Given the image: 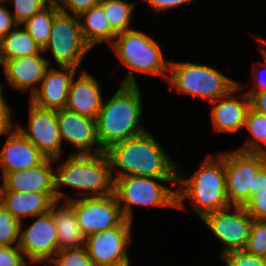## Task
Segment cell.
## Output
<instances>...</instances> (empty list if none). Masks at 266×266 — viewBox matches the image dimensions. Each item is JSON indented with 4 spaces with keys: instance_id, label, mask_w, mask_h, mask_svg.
I'll return each mask as SVG.
<instances>
[{
    "instance_id": "cell-1",
    "label": "cell",
    "mask_w": 266,
    "mask_h": 266,
    "mask_svg": "<svg viewBox=\"0 0 266 266\" xmlns=\"http://www.w3.org/2000/svg\"><path fill=\"white\" fill-rule=\"evenodd\" d=\"M105 153L112 171L116 166L119 169L114 179L123 176L178 178L175 162L147 131L110 146Z\"/></svg>"
},
{
    "instance_id": "cell-2",
    "label": "cell",
    "mask_w": 266,
    "mask_h": 266,
    "mask_svg": "<svg viewBox=\"0 0 266 266\" xmlns=\"http://www.w3.org/2000/svg\"><path fill=\"white\" fill-rule=\"evenodd\" d=\"M138 85H122L102 103L96 118L97 138L105 151L110 146L147 131L140 126L143 109Z\"/></svg>"
},
{
    "instance_id": "cell-3",
    "label": "cell",
    "mask_w": 266,
    "mask_h": 266,
    "mask_svg": "<svg viewBox=\"0 0 266 266\" xmlns=\"http://www.w3.org/2000/svg\"><path fill=\"white\" fill-rule=\"evenodd\" d=\"M191 177L177 178V208L185 207L184 198L192 200V209L199 218L230 207L226 194L225 153L208 155Z\"/></svg>"
},
{
    "instance_id": "cell-4",
    "label": "cell",
    "mask_w": 266,
    "mask_h": 266,
    "mask_svg": "<svg viewBox=\"0 0 266 266\" xmlns=\"http://www.w3.org/2000/svg\"><path fill=\"white\" fill-rule=\"evenodd\" d=\"M57 169L54 173L56 200L60 201L65 196V192L59 191L62 185L81 190L78 194L84 197L91 193V197L114 194L115 179L105 151L95 154L73 153Z\"/></svg>"
},
{
    "instance_id": "cell-5",
    "label": "cell",
    "mask_w": 266,
    "mask_h": 266,
    "mask_svg": "<svg viewBox=\"0 0 266 266\" xmlns=\"http://www.w3.org/2000/svg\"><path fill=\"white\" fill-rule=\"evenodd\" d=\"M112 48L129 69L122 85H138L136 73L163 75L168 78L170 61L164 59L160 45L149 35L128 30L116 35Z\"/></svg>"
},
{
    "instance_id": "cell-6",
    "label": "cell",
    "mask_w": 266,
    "mask_h": 266,
    "mask_svg": "<svg viewBox=\"0 0 266 266\" xmlns=\"http://www.w3.org/2000/svg\"><path fill=\"white\" fill-rule=\"evenodd\" d=\"M166 81L178 92L213 102L228 94L238 83L212 66L170 61Z\"/></svg>"
},
{
    "instance_id": "cell-7",
    "label": "cell",
    "mask_w": 266,
    "mask_h": 266,
    "mask_svg": "<svg viewBox=\"0 0 266 266\" xmlns=\"http://www.w3.org/2000/svg\"><path fill=\"white\" fill-rule=\"evenodd\" d=\"M159 181L177 185V178L146 176L115 178L114 195L125 219L133 222L132 205L177 208V191L168 188Z\"/></svg>"
},
{
    "instance_id": "cell-8",
    "label": "cell",
    "mask_w": 266,
    "mask_h": 266,
    "mask_svg": "<svg viewBox=\"0 0 266 266\" xmlns=\"http://www.w3.org/2000/svg\"><path fill=\"white\" fill-rule=\"evenodd\" d=\"M51 50L58 66L78 68L92 50L84 41L78 16L58 11L53 19L51 35L42 52Z\"/></svg>"
},
{
    "instance_id": "cell-9",
    "label": "cell",
    "mask_w": 266,
    "mask_h": 266,
    "mask_svg": "<svg viewBox=\"0 0 266 266\" xmlns=\"http://www.w3.org/2000/svg\"><path fill=\"white\" fill-rule=\"evenodd\" d=\"M266 163L264 153H225L226 194L232 206H244L255 194V175Z\"/></svg>"
},
{
    "instance_id": "cell-10",
    "label": "cell",
    "mask_w": 266,
    "mask_h": 266,
    "mask_svg": "<svg viewBox=\"0 0 266 266\" xmlns=\"http://www.w3.org/2000/svg\"><path fill=\"white\" fill-rule=\"evenodd\" d=\"M73 204L80 229L85 237L117 227L125 218L116 196L67 198Z\"/></svg>"
},
{
    "instance_id": "cell-11",
    "label": "cell",
    "mask_w": 266,
    "mask_h": 266,
    "mask_svg": "<svg viewBox=\"0 0 266 266\" xmlns=\"http://www.w3.org/2000/svg\"><path fill=\"white\" fill-rule=\"evenodd\" d=\"M231 206L205 215L202 220L213 234L223 243V255L245 249L250 235L253 218L244 206Z\"/></svg>"
},
{
    "instance_id": "cell-12",
    "label": "cell",
    "mask_w": 266,
    "mask_h": 266,
    "mask_svg": "<svg viewBox=\"0 0 266 266\" xmlns=\"http://www.w3.org/2000/svg\"><path fill=\"white\" fill-rule=\"evenodd\" d=\"M34 218L36 220L26 230L22 231L20 225L18 247L31 263H44L46 266L58 252L56 223L50 211Z\"/></svg>"
},
{
    "instance_id": "cell-13",
    "label": "cell",
    "mask_w": 266,
    "mask_h": 266,
    "mask_svg": "<svg viewBox=\"0 0 266 266\" xmlns=\"http://www.w3.org/2000/svg\"><path fill=\"white\" fill-rule=\"evenodd\" d=\"M15 127L47 158L59 160L62 141L56 110L40 108L30 102L28 131L22 126Z\"/></svg>"
},
{
    "instance_id": "cell-14",
    "label": "cell",
    "mask_w": 266,
    "mask_h": 266,
    "mask_svg": "<svg viewBox=\"0 0 266 266\" xmlns=\"http://www.w3.org/2000/svg\"><path fill=\"white\" fill-rule=\"evenodd\" d=\"M132 223L124 219L117 227L86 237V250L96 266L129 259Z\"/></svg>"
},
{
    "instance_id": "cell-15",
    "label": "cell",
    "mask_w": 266,
    "mask_h": 266,
    "mask_svg": "<svg viewBox=\"0 0 266 266\" xmlns=\"http://www.w3.org/2000/svg\"><path fill=\"white\" fill-rule=\"evenodd\" d=\"M57 121L61 141L75 146L78 149L75 154L104 152L97 138L96 119L63 108L57 110Z\"/></svg>"
},
{
    "instance_id": "cell-16",
    "label": "cell",
    "mask_w": 266,
    "mask_h": 266,
    "mask_svg": "<svg viewBox=\"0 0 266 266\" xmlns=\"http://www.w3.org/2000/svg\"><path fill=\"white\" fill-rule=\"evenodd\" d=\"M61 70L48 68L37 90L29 101L44 109L60 110L66 107L69 87L78 69L60 66Z\"/></svg>"
},
{
    "instance_id": "cell-17",
    "label": "cell",
    "mask_w": 266,
    "mask_h": 266,
    "mask_svg": "<svg viewBox=\"0 0 266 266\" xmlns=\"http://www.w3.org/2000/svg\"><path fill=\"white\" fill-rule=\"evenodd\" d=\"M47 157L16 127L8 134L0 152V167L6 173L27 170L42 164Z\"/></svg>"
},
{
    "instance_id": "cell-18",
    "label": "cell",
    "mask_w": 266,
    "mask_h": 266,
    "mask_svg": "<svg viewBox=\"0 0 266 266\" xmlns=\"http://www.w3.org/2000/svg\"><path fill=\"white\" fill-rule=\"evenodd\" d=\"M242 86L238 85L228 94L213 101L211 107V119L214 130L219 132H236L244 127L246 114L250 108V98L244 92L240 94L238 100L234 93L238 92Z\"/></svg>"
},
{
    "instance_id": "cell-19",
    "label": "cell",
    "mask_w": 266,
    "mask_h": 266,
    "mask_svg": "<svg viewBox=\"0 0 266 266\" xmlns=\"http://www.w3.org/2000/svg\"><path fill=\"white\" fill-rule=\"evenodd\" d=\"M47 158L37 167L6 173L0 191L15 192H55L54 170L52 162Z\"/></svg>"
},
{
    "instance_id": "cell-20",
    "label": "cell",
    "mask_w": 266,
    "mask_h": 266,
    "mask_svg": "<svg viewBox=\"0 0 266 266\" xmlns=\"http://www.w3.org/2000/svg\"><path fill=\"white\" fill-rule=\"evenodd\" d=\"M100 83L86 71L77 79L75 75L69 87L66 109L77 114L96 119L101 109L103 98Z\"/></svg>"
},
{
    "instance_id": "cell-21",
    "label": "cell",
    "mask_w": 266,
    "mask_h": 266,
    "mask_svg": "<svg viewBox=\"0 0 266 266\" xmlns=\"http://www.w3.org/2000/svg\"><path fill=\"white\" fill-rule=\"evenodd\" d=\"M49 67V60L39 53L6 60L4 74L11 87L24 91L30 88L32 96L37 90L34 85L42 81Z\"/></svg>"
},
{
    "instance_id": "cell-22",
    "label": "cell",
    "mask_w": 266,
    "mask_h": 266,
    "mask_svg": "<svg viewBox=\"0 0 266 266\" xmlns=\"http://www.w3.org/2000/svg\"><path fill=\"white\" fill-rule=\"evenodd\" d=\"M55 200V192L0 191V203L20 222L49 212Z\"/></svg>"
},
{
    "instance_id": "cell-23",
    "label": "cell",
    "mask_w": 266,
    "mask_h": 266,
    "mask_svg": "<svg viewBox=\"0 0 266 266\" xmlns=\"http://www.w3.org/2000/svg\"><path fill=\"white\" fill-rule=\"evenodd\" d=\"M58 207L59 200H55L50 212L56 223L58 251L67 250L85 245L86 237L83 235L70 201Z\"/></svg>"
},
{
    "instance_id": "cell-24",
    "label": "cell",
    "mask_w": 266,
    "mask_h": 266,
    "mask_svg": "<svg viewBox=\"0 0 266 266\" xmlns=\"http://www.w3.org/2000/svg\"><path fill=\"white\" fill-rule=\"evenodd\" d=\"M78 18L82 37L91 49L100 43H113L117 34L111 29L103 7L100 4L84 11Z\"/></svg>"
},
{
    "instance_id": "cell-25",
    "label": "cell",
    "mask_w": 266,
    "mask_h": 266,
    "mask_svg": "<svg viewBox=\"0 0 266 266\" xmlns=\"http://www.w3.org/2000/svg\"><path fill=\"white\" fill-rule=\"evenodd\" d=\"M17 25L6 36L0 40L4 61L18 57L37 55L43 53L28 31Z\"/></svg>"
},
{
    "instance_id": "cell-26",
    "label": "cell",
    "mask_w": 266,
    "mask_h": 266,
    "mask_svg": "<svg viewBox=\"0 0 266 266\" xmlns=\"http://www.w3.org/2000/svg\"><path fill=\"white\" fill-rule=\"evenodd\" d=\"M58 11V6L52 0L40 12L34 14L32 17L28 18L22 23L29 35L35 40L36 44L42 50L49 41L53 19Z\"/></svg>"
},
{
    "instance_id": "cell-27",
    "label": "cell",
    "mask_w": 266,
    "mask_h": 266,
    "mask_svg": "<svg viewBox=\"0 0 266 266\" xmlns=\"http://www.w3.org/2000/svg\"><path fill=\"white\" fill-rule=\"evenodd\" d=\"M99 4L103 7L109 25L116 34L131 30L129 24L133 19L136 3L124 0H100Z\"/></svg>"
},
{
    "instance_id": "cell-28",
    "label": "cell",
    "mask_w": 266,
    "mask_h": 266,
    "mask_svg": "<svg viewBox=\"0 0 266 266\" xmlns=\"http://www.w3.org/2000/svg\"><path fill=\"white\" fill-rule=\"evenodd\" d=\"M244 127L249 130L254 139L247 140L242 147L236 150L245 153L266 154V148L262 147L263 144L266 145V115L256 112L250 107L246 114Z\"/></svg>"
},
{
    "instance_id": "cell-29",
    "label": "cell",
    "mask_w": 266,
    "mask_h": 266,
    "mask_svg": "<svg viewBox=\"0 0 266 266\" xmlns=\"http://www.w3.org/2000/svg\"><path fill=\"white\" fill-rule=\"evenodd\" d=\"M47 266H96L90 258L86 246L58 251Z\"/></svg>"
},
{
    "instance_id": "cell-30",
    "label": "cell",
    "mask_w": 266,
    "mask_h": 266,
    "mask_svg": "<svg viewBox=\"0 0 266 266\" xmlns=\"http://www.w3.org/2000/svg\"><path fill=\"white\" fill-rule=\"evenodd\" d=\"M20 222L0 203V246L19 245Z\"/></svg>"
},
{
    "instance_id": "cell-31",
    "label": "cell",
    "mask_w": 266,
    "mask_h": 266,
    "mask_svg": "<svg viewBox=\"0 0 266 266\" xmlns=\"http://www.w3.org/2000/svg\"><path fill=\"white\" fill-rule=\"evenodd\" d=\"M244 250L266 258V220H254Z\"/></svg>"
},
{
    "instance_id": "cell-32",
    "label": "cell",
    "mask_w": 266,
    "mask_h": 266,
    "mask_svg": "<svg viewBox=\"0 0 266 266\" xmlns=\"http://www.w3.org/2000/svg\"><path fill=\"white\" fill-rule=\"evenodd\" d=\"M52 0H9L8 2L14 5L15 9L12 13L14 20L22 25L28 18L40 12Z\"/></svg>"
},
{
    "instance_id": "cell-33",
    "label": "cell",
    "mask_w": 266,
    "mask_h": 266,
    "mask_svg": "<svg viewBox=\"0 0 266 266\" xmlns=\"http://www.w3.org/2000/svg\"><path fill=\"white\" fill-rule=\"evenodd\" d=\"M225 266H266V258L256 256L246 250H235L222 256Z\"/></svg>"
},
{
    "instance_id": "cell-34",
    "label": "cell",
    "mask_w": 266,
    "mask_h": 266,
    "mask_svg": "<svg viewBox=\"0 0 266 266\" xmlns=\"http://www.w3.org/2000/svg\"><path fill=\"white\" fill-rule=\"evenodd\" d=\"M244 208L253 220H266V186L252 195Z\"/></svg>"
},
{
    "instance_id": "cell-35",
    "label": "cell",
    "mask_w": 266,
    "mask_h": 266,
    "mask_svg": "<svg viewBox=\"0 0 266 266\" xmlns=\"http://www.w3.org/2000/svg\"><path fill=\"white\" fill-rule=\"evenodd\" d=\"M60 11L79 16L99 4L100 0H53Z\"/></svg>"
},
{
    "instance_id": "cell-36",
    "label": "cell",
    "mask_w": 266,
    "mask_h": 266,
    "mask_svg": "<svg viewBox=\"0 0 266 266\" xmlns=\"http://www.w3.org/2000/svg\"><path fill=\"white\" fill-rule=\"evenodd\" d=\"M18 246H0V266H28Z\"/></svg>"
},
{
    "instance_id": "cell-37",
    "label": "cell",
    "mask_w": 266,
    "mask_h": 266,
    "mask_svg": "<svg viewBox=\"0 0 266 266\" xmlns=\"http://www.w3.org/2000/svg\"><path fill=\"white\" fill-rule=\"evenodd\" d=\"M19 25L10 11L0 4V40Z\"/></svg>"
},
{
    "instance_id": "cell-38",
    "label": "cell",
    "mask_w": 266,
    "mask_h": 266,
    "mask_svg": "<svg viewBox=\"0 0 266 266\" xmlns=\"http://www.w3.org/2000/svg\"><path fill=\"white\" fill-rule=\"evenodd\" d=\"M246 94L250 98V107L256 112L266 115V91Z\"/></svg>"
},
{
    "instance_id": "cell-39",
    "label": "cell",
    "mask_w": 266,
    "mask_h": 266,
    "mask_svg": "<svg viewBox=\"0 0 266 266\" xmlns=\"http://www.w3.org/2000/svg\"><path fill=\"white\" fill-rule=\"evenodd\" d=\"M155 11H163L193 0H145Z\"/></svg>"
},
{
    "instance_id": "cell-40",
    "label": "cell",
    "mask_w": 266,
    "mask_h": 266,
    "mask_svg": "<svg viewBox=\"0 0 266 266\" xmlns=\"http://www.w3.org/2000/svg\"><path fill=\"white\" fill-rule=\"evenodd\" d=\"M260 64H262V67L260 66V69L256 70V68H254V70H253V72H254L253 79H255V81H257L256 82L257 85L253 89H251V91L245 92V93H258V92H261V91H266V79L262 78V77L259 78L258 77L259 74L257 72L258 70L260 72V70H262L263 68L266 69V64L262 63L261 61H260Z\"/></svg>"
},
{
    "instance_id": "cell-41",
    "label": "cell",
    "mask_w": 266,
    "mask_h": 266,
    "mask_svg": "<svg viewBox=\"0 0 266 266\" xmlns=\"http://www.w3.org/2000/svg\"><path fill=\"white\" fill-rule=\"evenodd\" d=\"M266 186V163L257 171L255 175V193Z\"/></svg>"
},
{
    "instance_id": "cell-42",
    "label": "cell",
    "mask_w": 266,
    "mask_h": 266,
    "mask_svg": "<svg viewBox=\"0 0 266 266\" xmlns=\"http://www.w3.org/2000/svg\"><path fill=\"white\" fill-rule=\"evenodd\" d=\"M14 127L11 117H0V135L9 134Z\"/></svg>"
},
{
    "instance_id": "cell-43",
    "label": "cell",
    "mask_w": 266,
    "mask_h": 266,
    "mask_svg": "<svg viewBox=\"0 0 266 266\" xmlns=\"http://www.w3.org/2000/svg\"><path fill=\"white\" fill-rule=\"evenodd\" d=\"M2 88L3 86L0 85V117H11L12 108L8 106V104L6 103V100H4Z\"/></svg>"
},
{
    "instance_id": "cell-44",
    "label": "cell",
    "mask_w": 266,
    "mask_h": 266,
    "mask_svg": "<svg viewBox=\"0 0 266 266\" xmlns=\"http://www.w3.org/2000/svg\"><path fill=\"white\" fill-rule=\"evenodd\" d=\"M97 266H130V261L129 259L127 260H122V261H117V262H112V263H105Z\"/></svg>"
},
{
    "instance_id": "cell-45",
    "label": "cell",
    "mask_w": 266,
    "mask_h": 266,
    "mask_svg": "<svg viewBox=\"0 0 266 266\" xmlns=\"http://www.w3.org/2000/svg\"><path fill=\"white\" fill-rule=\"evenodd\" d=\"M256 39L259 41V42H262L263 43V45H264V47L266 46V40H264V39H262L261 37H259V36H256ZM264 47H259L260 48V51H261V53H262V56H263V60H264V63L266 64V48H264Z\"/></svg>"
},
{
    "instance_id": "cell-46",
    "label": "cell",
    "mask_w": 266,
    "mask_h": 266,
    "mask_svg": "<svg viewBox=\"0 0 266 266\" xmlns=\"http://www.w3.org/2000/svg\"><path fill=\"white\" fill-rule=\"evenodd\" d=\"M0 64L3 66V70H4L5 61H4V58H3V55H2L1 45H0Z\"/></svg>"
},
{
    "instance_id": "cell-47",
    "label": "cell",
    "mask_w": 266,
    "mask_h": 266,
    "mask_svg": "<svg viewBox=\"0 0 266 266\" xmlns=\"http://www.w3.org/2000/svg\"><path fill=\"white\" fill-rule=\"evenodd\" d=\"M6 1H9V0H0V3H2V2H5L6 3Z\"/></svg>"
}]
</instances>
